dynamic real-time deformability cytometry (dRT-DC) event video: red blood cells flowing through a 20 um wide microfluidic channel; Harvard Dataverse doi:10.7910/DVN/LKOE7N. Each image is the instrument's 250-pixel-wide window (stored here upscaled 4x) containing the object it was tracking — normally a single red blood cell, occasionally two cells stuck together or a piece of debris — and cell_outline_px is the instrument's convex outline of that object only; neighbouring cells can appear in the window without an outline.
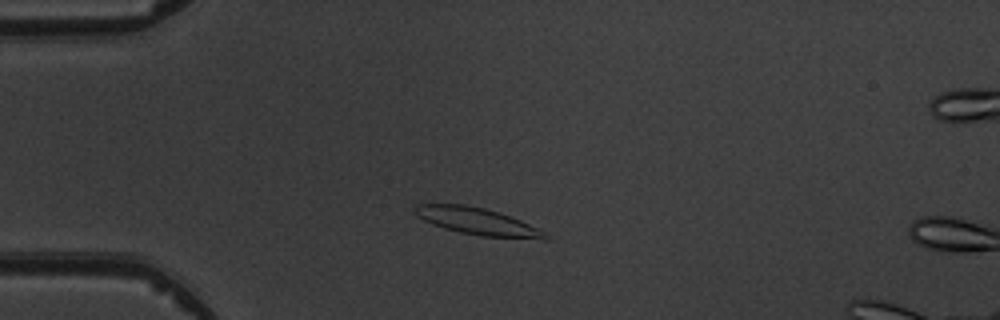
{"species": "common noctule bat (a hibernating species)", "species_latin": "Nyctalus noctula", "temperature_condition": "warm", "stored_images_in_passage": 3, "camera_frame_rate_fps": 3000, "um_per_image_px": 0.085, "animal": {"sex": "male", "body_mass_g": 19.5, "forearm_length_mm": 54.6}, "frame": {"image": 1, "passage_image": 2, "time_ms": 1.0, "image_size_px": [1000, 320], "cell_outline_px": [[552, 236], [548, 240], [544, 240], [480, 236], [460, 232], [444, 228], [432, 224], [416, 216], [412, 212], [412, 208], [416, 204], [464, 204], [484, 208], [520, 220], [540, 228], [548, 232]], "centroid_in_image_um": [40.63, 18.83], "position_along_channel_um": 44.4, "area_um2": 20.92}}